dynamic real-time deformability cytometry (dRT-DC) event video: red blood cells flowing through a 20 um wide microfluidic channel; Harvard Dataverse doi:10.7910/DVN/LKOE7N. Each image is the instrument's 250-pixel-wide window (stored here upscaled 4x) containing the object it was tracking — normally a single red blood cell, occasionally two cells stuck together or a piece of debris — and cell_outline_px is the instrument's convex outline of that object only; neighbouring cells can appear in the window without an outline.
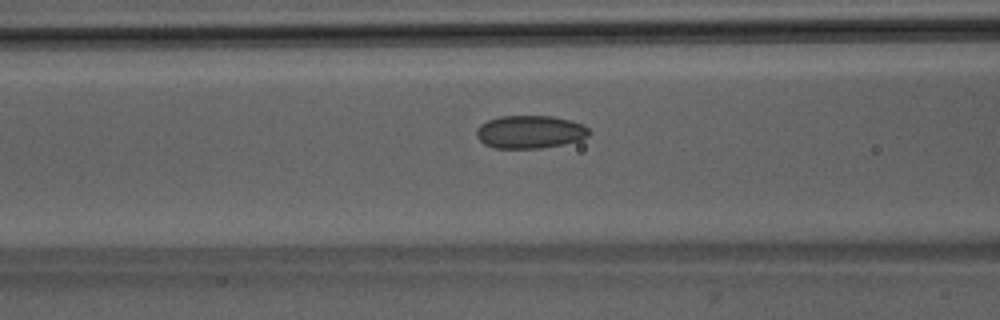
{"species": "Egyptian fruit bat (a non-hibernating species)", "species_latin": "Rousettus aegyptiacus", "temperature_condition": "room temperature", "stored_images_in_passage": 31, "camera_frame_rate_fps": 3000, "um_per_image_px": 0.085, "animal": {"sex": "male"}, "frame": {"image": 1, "passage_image": 7, "time_ms": 2.0, "image_size_px": [1000, 320], "cell_outline_px": [[592, 132], [588, 136], [580, 140], [564, 144], [540, 148], [492, 148], [484, 144], [476, 136], [476, 132], [480, 124], [488, 120], [500, 116], [552, 116], [572, 120], [584, 124]], "centroid_in_image_um": [45.07, 11.21], "position_along_channel_um": 121.5, "area_um2": 21.85}}
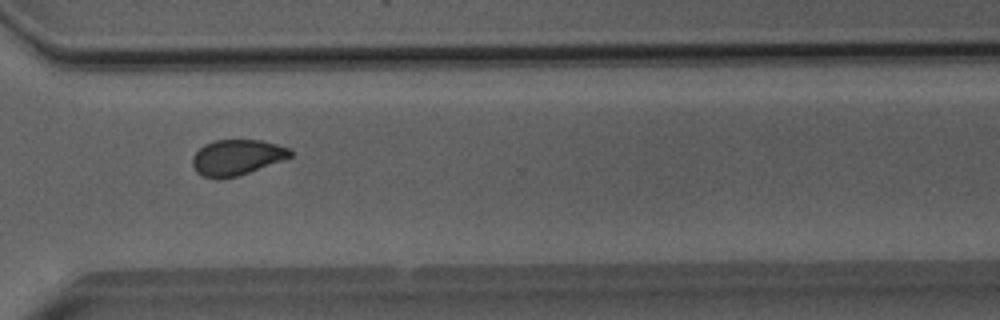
{"frame": {"image": 2, "passage_image": 24, "time_ms": 7.667, "image_size_px": [1000, 320], "cell_outline_px": [[292, 156], [248, 172], [236, 176], [200, 176], [196, 172], [192, 164], [192, 156], [204, 144], [212, 140], [260, 140], [276, 144], [288, 148], [292, 152]], "centroid_in_image_um": [20.09, 13.34], "position_along_channel_um": 350.5, "area_um2": 19.71}}
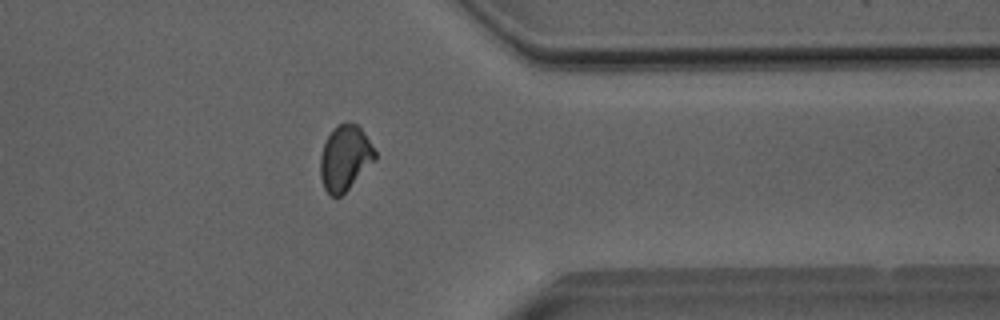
{"frame": {"image": 3, "passage_image": 27, "time_ms": 8.667, "image_size_px": [1000, 320], "cell_outline_px": [[376, 160], [340, 196], [332, 196], [324, 188], [320, 176], [320, 156], [324, 144], [328, 136], [344, 120], [348, 120], [356, 124], [364, 132], [376, 152]], "centroid_in_image_um": [29.33, 13.4], "position_along_channel_um": 382.1, "area_um2": 20.58}, "authors_computed_cell_mechanics": {"area_um2": 21.0392, "velocity_mm_per_s": 4.042, "shape_relaxation_time_tau1_ms": 5.464, "shape_relaxation_time_tau2_ms": 1.2532, "deformation_change_tau1": 0.0957, "deformation_change_tau2": 0.0539}}